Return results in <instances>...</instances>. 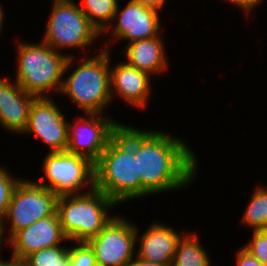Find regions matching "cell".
I'll return each instance as SVG.
<instances>
[{"mask_svg": "<svg viewBox=\"0 0 267 266\" xmlns=\"http://www.w3.org/2000/svg\"><path fill=\"white\" fill-rule=\"evenodd\" d=\"M182 138L161 129L134 126V152L138 158L142 199L187 189L196 180L200 169L197 152Z\"/></svg>", "mask_w": 267, "mask_h": 266, "instance_id": "cell-1", "label": "cell"}, {"mask_svg": "<svg viewBox=\"0 0 267 266\" xmlns=\"http://www.w3.org/2000/svg\"><path fill=\"white\" fill-rule=\"evenodd\" d=\"M95 188L117 204L141 199V176L134 152V127L120 123L94 163Z\"/></svg>", "mask_w": 267, "mask_h": 266, "instance_id": "cell-2", "label": "cell"}, {"mask_svg": "<svg viewBox=\"0 0 267 266\" xmlns=\"http://www.w3.org/2000/svg\"><path fill=\"white\" fill-rule=\"evenodd\" d=\"M100 49L97 54L94 53L95 56L85 53L78 57V60L75 56L68 57L65 66L59 94L66 96V99L71 100L76 109L83 113L107 114L106 109L112 103L110 50L101 47ZM70 68L73 70L70 71Z\"/></svg>", "mask_w": 267, "mask_h": 266, "instance_id": "cell-3", "label": "cell"}, {"mask_svg": "<svg viewBox=\"0 0 267 266\" xmlns=\"http://www.w3.org/2000/svg\"><path fill=\"white\" fill-rule=\"evenodd\" d=\"M18 41V42H17ZM15 80L28 94L40 97L59 95L68 56L42 40L39 43L17 39Z\"/></svg>", "mask_w": 267, "mask_h": 266, "instance_id": "cell-4", "label": "cell"}, {"mask_svg": "<svg viewBox=\"0 0 267 266\" xmlns=\"http://www.w3.org/2000/svg\"><path fill=\"white\" fill-rule=\"evenodd\" d=\"M118 206L94 187L84 193L59 196L56 212L63 233L70 242H87L117 215L111 212Z\"/></svg>", "mask_w": 267, "mask_h": 266, "instance_id": "cell-5", "label": "cell"}, {"mask_svg": "<svg viewBox=\"0 0 267 266\" xmlns=\"http://www.w3.org/2000/svg\"><path fill=\"white\" fill-rule=\"evenodd\" d=\"M50 3L52 6L41 40L68 57L76 55L74 50L78 52L82 50L83 53L86 48L88 49L87 55L93 54L89 48H92L101 34L80 10L78 2L76 0H52ZM68 49L74 52L72 54L66 52Z\"/></svg>", "mask_w": 267, "mask_h": 266, "instance_id": "cell-6", "label": "cell"}, {"mask_svg": "<svg viewBox=\"0 0 267 266\" xmlns=\"http://www.w3.org/2000/svg\"><path fill=\"white\" fill-rule=\"evenodd\" d=\"M42 160L43 176L35 182L58 197L84 193L95 187L94 162L88 157L66 150L47 152Z\"/></svg>", "mask_w": 267, "mask_h": 266, "instance_id": "cell-7", "label": "cell"}, {"mask_svg": "<svg viewBox=\"0 0 267 266\" xmlns=\"http://www.w3.org/2000/svg\"><path fill=\"white\" fill-rule=\"evenodd\" d=\"M57 198L58 196L46 187L32 179L23 178L15 188L7 213L1 221L5 243L17 231L53 215L56 212Z\"/></svg>", "mask_w": 267, "mask_h": 266, "instance_id": "cell-8", "label": "cell"}, {"mask_svg": "<svg viewBox=\"0 0 267 266\" xmlns=\"http://www.w3.org/2000/svg\"><path fill=\"white\" fill-rule=\"evenodd\" d=\"M126 218L117 213L87 241L95 254L97 266H128L136 256L137 224Z\"/></svg>", "mask_w": 267, "mask_h": 266, "instance_id": "cell-9", "label": "cell"}, {"mask_svg": "<svg viewBox=\"0 0 267 266\" xmlns=\"http://www.w3.org/2000/svg\"><path fill=\"white\" fill-rule=\"evenodd\" d=\"M127 1L123 8L119 1L112 23L101 34L106 37L107 34L110 35L108 42L106 41V45H102L104 46L102 48L111 50L110 45L114 41L123 40V42L131 43L136 40L154 38L163 30L160 12L144 7L133 0Z\"/></svg>", "mask_w": 267, "mask_h": 266, "instance_id": "cell-10", "label": "cell"}, {"mask_svg": "<svg viewBox=\"0 0 267 266\" xmlns=\"http://www.w3.org/2000/svg\"><path fill=\"white\" fill-rule=\"evenodd\" d=\"M69 121L67 151L96 162L108 141L117 132L120 121L106 114H88Z\"/></svg>", "mask_w": 267, "mask_h": 266, "instance_id": "cell-11", "label": "cell"}, {"mask_svg": "<svg viewBox=\"0 0 267 266\" xmlns=\"http://www.w3.org/2000/svg\"><path fill=\"white\" fill-rule=\"evenodd\" d=\"M54 97L36 98L29 111L28 123L21 134L34 136L48 152L66 151L68 148L69 121Z\"/></svg>", "mask_w": 267, "mask_h": 266, "instance_id": "cell-12", "label": "cell"}, {"mask_svg": "<svg viewBox=\"0 0 267 266\" xmlns=\"http://www.w3.org/2000/svg\"><path fill=\"white\" fill-rule=\"evenodd\" d=\"M70 243L64 235L57 212L42 218L28 227L17 231L5 244L11 254L26 258L43 248L64 246Z\"/></svg>", "mask_w": 267, "mask_h": 266, "instance_id": "cell-13", "label": "cell"}, {"mask_svg": "<svg viewBox=\"0 0 267 266\" xmlns=\"http://www.w3.org/2000/svg\"><path fill=\"white\" fill-rule=\"evenodd\" d=\"M110 53L111 99H121L122 103L137 110L146 109L153 88V79L148 73L139 71L121 60L114 65ZM113 65V66H112ZM152 81V83H151ZM117 97V98H115Z\"/></svg>", "mask_w": 267, "mask_h": 266, "instance_id": "cell-14", "label": "cell"}, {"mask_svg": "<svg viewBox=\"0 0 267 266\" xmlns=\"http://www.w3.org/2000/svg\"><path fill=\"white\" fill-rule=\"evenodd\" d=\"M138 228L136 255L150 262L171 266L178 241L185 233L158 220L150 223L142 233Z\"/></svg>", "mask_w": 267, "mask_h": 266, "instance_id": "cell-15", "label": "cell"}, {"mask_svg": "<svg viewBox=\"0 0 267 266\" xmlns=\"http://www.w3.org/2000/svg\"><path fill=\"white\" fill-rule=\"evenodd\" d=\"M37 97L26 93L7 75H0V126L19 136L27 126L30 107Z\"/></svg>", "mask_w": 267, "mask_h": 266, "instance_id": "cell-16", "label": "cell"}, {"mask_svg": "<svg viewBox=\"0 0 267 266\" xmlns=\"http://www.w3.org/2000/svg\"><path fill=\"white\" fill-rule=\"evenodd\" d=\"M162 36L163 34L160 33L154 38L126 43L122 49L124 61L139 71L148 73L154 79L156 76L166 73L169 70V63L166 47L164 46L165 39Z\"/></svg>", "mask_w": 267, "mask_h": 266, "instance_id": "cell-17", "label": "cell"}, {"mask_svg": "<svg viewBox=\"0 0 267 266\" xmlns=\"http://www.w3.org/2000/svg\"><path fill=\"white\" fill-rule=\"evenodd\" d=\"M199 232L185 231L178 241L171 266H213L212 258L201 243Z\"/></svg>", "mask_w": 267, "mask_h": 266, "instance_id": "cell-18", "label": "cell"}, {"mask_svg": "<svg viewBox=\"0 0 267 266\" xmlns=\"http://www.w3.org/2000/svg\"><path fill=\"white\" fill-rule=\"evenodd\" d=\"M247 207L241 215V222L251 231L267 229V184L256 185L251 192Z\"/></svg>", "mask_w": 267, "mask_h": 266, "instance_id": "cell-19", "label": "cell"}, {"mask_svg": "<svg viewBox=\"0 0 267 266\" xmlns=\"http://www.w3.org/2000/svg\"><path fill=\"white\" fill-rule=\"evenodd\" d=\"M119 0H81L80 10L89 22L102 34L112 23Z\"/></svg>", "mask_w": 267, "mask_h": 266, "instance_id": "cell-20", "label": "cell"}, {"mask_svg": "<svg viewBox=\"0 0 267 266\" xmlns=\"http://www.w3.org/2000/svg\"><path fill=\"white\" fill-rule=\"evenodd\" d=\"M65 246H56L43 248L36 251L25 259L30 266H72L69 248Z\"/></svg>", "mask_w": 267, "mask_h": 266, "instance_id": "cell-21", "label": "cell"}, {"mask_svg": "<svg viewBox=\"0 0 267 266\" xmlns=\"http://www.w3.org/2000/svg\"><path fill=\"white\" fill-rule=\"evenodd\" d=\"M23 179L15 177L7 167L0 165V220L2 221L7 213L12 195L19 182Z\"/></svg>", "mask_w": 267, "mask_h": 266, "instance_id": "cell-22", "label": "cell"}, {"mask_svg": "<svg viewBox=\"0 0 267 266\" xmlns=\"http://www.w3.org/2000/svg\"><path fill=\"white\" fill-rule=\"evenodd\" d=\"M251 232V238L242 247L262 264L267 265V229Z\"/></svg>", "mask_w": 267, "mask_h": 266, "instance_id": "cell-23", "label": "cell"}, {"mask_svg": "<svg viewBox=\"0 0 267 266\" xmlns=\"http://www.w3.org/2000/svg\"><path fill=\"white\" fill-rule=\"evenodd\" d=\"M71 244L69 253L72 266H97L95 254L87 242L71 241Z\"/></svg>", "mask_w": 267, "mask_h": 266, "instance_id": "cell-24", "label": "cell"}, {"mask_svg": "<svg viewBox=\"0 0 267 266\" xmlns=\"http://www.w3.org/2000/svg\"><path fill=\"white\" fill-rule=\"evenodd\" d=\"M235 265L234 266H267L262 264L257 258L251 255L243 247L237 249L234 254Z\"/></svg>", "mask_w": 267, "mask_h": 266, "instance_id": "cell-25", "label": "cell"}, {"mask_svg": "<svg viewBox=\"0 0 267 266\" xmlns=\"http://www.w3.org/2000/svg\"><path fill=\"white\" fill-rule=\"evenodd\" d=\"M225 2L234 4L233 6L238 7L243 12L245 16L252 15L254 10H256L264 0H224ZM258 6V7H257ZM255 8V9H254ZM252 12V13H251Z\"/></svg>", "mask_w": 267, "mask_h": 266, "instance_id": "cell-26", "label": "cell"}, {"mask_svg": "<svg viewBox=\"0 0 267 266\" xmlns=\"http://www.w3.org/2000/svg\"><path fill=\"white\" fill-rule=\"evenodd\" d=\"M1 252L2 250H0V266H30L25 258H20L12 254H10V258H7L8 260H4V258L1 257L3 256Z\"/></svg>", "mask_w": 267, "mask_h": 266, "instance_id": "cell-27", "label": "cell"}, {"mask_svg": "<svg viewBox=\"0 0 267 266\" xmlns=\"http://www.w3.org/2000/svg\"><path fill=\"white\" fill-rule=\"evenodd\" d=\"M134 2L140 3L142 6L153 9L157 12L163 11L164 6L167 4V0H133Z\"/></svg>", "mask_w": 267, "mask_h": 266, "instance_id": "cell-28", "label": "cell"}, {"mask_svg": "<svg viewBox=\"0 0 267 266\" xmlns=\"http://www.w3.org/2000/svg\"><path fill=\"white\" fill-rule=\"evenodd\" d=\"M128 266H167V265L150 262L136 255Z\"/></svg>", "mask_w": 267, "mask_h": 266, "instance_id": "cell-29", "label": "cell"}, {"mask_svg": "<svg viewBox=\"0 0 267 266\" xmlns=\"http://www.w3.org/2000/svg\"><path fill=\"white\" fill-rule=\"evenodd\" d=\"M3 4H1V1H0V36H1V32H2V30H4L3 29V24H4V21H5V17L6 16H4V15H6L5 13L6 12H4L5 10H4V8H3V6H2Z\"/></svg>", "mask_w": 267, "mask_h": 266, "instance_id": "cell-30", "label": "cell"}, {"mask_svg": "<svg viewBox=\"0 0 267 266\" xmlns=\"http://www.w3.org/2000/svg\"><path fill=\"white\" fill-rule=\"evenodd\" d=\"M4 242V244H3ZM6 243H5V240L3 238V235H2V226H1V220H0V250H2V246H4Z\"/></svg>", "mask_w": 267, "mask_h": 266, "instance_id": "cell-31", "label": "cell"}]
</instances>
